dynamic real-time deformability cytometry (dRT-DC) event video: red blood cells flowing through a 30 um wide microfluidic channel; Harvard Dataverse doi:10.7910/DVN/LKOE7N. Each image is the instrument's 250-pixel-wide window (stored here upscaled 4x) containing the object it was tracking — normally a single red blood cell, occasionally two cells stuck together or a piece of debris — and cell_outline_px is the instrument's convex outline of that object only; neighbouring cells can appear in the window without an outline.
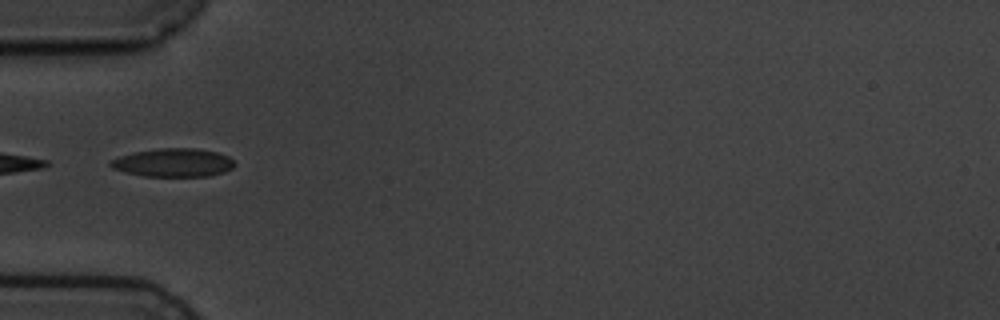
{"species": "common noctule bat (a hibernating species)", "species_latin": "Nyctalus noctula", "temperature_condition": "cold", "stored_images_in_passage": 4, "camera_frame_rate_fps": 3000, "um_per_image_px": 0.085, "animal": {"sex": "male", "body_mass_g": 19.5, "forearm_length_mm": 54.6}, "frame": {"image": 1, "passage_image": 2, "time_ms": 1.0, "image_size_px": [1000, 320], "cell_outline_px": [[236, 164], [232, 168], [224, 172], [208, 176], [144, 176], [124, 172], [112, 168], [108, 164], [112, 160], [120, 156], [132, 152], [160, 148], [196, 148], [216, 152], [228, 156]], "centroid_in_image_um": [14.72, 13.82], "position_along_channel_um": 70.3, "area_um2": 20.52}}
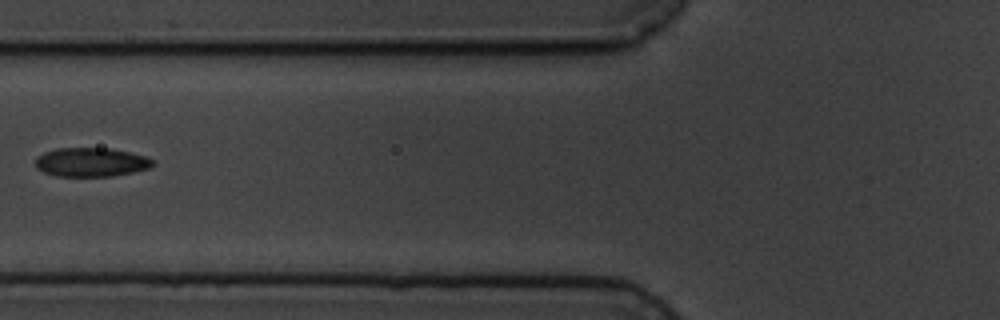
{"frame": {"image": 2, "passage_image": 3, "time_ms": 2.333, "image_size_px": [1000, 320], "cell_outline_px": [[156, 164], [148, 168], [132, 172], [112, 176], [56, 176], [44, 172], [36, 168], [36, 156], [44, 152], [56, 148], [108, 148], [128, 152], [144, 156], [152, 160]], "centroid_in_image_um": [7.7, 13.78], "position_along_channel_um": 118.1, "area_um2": 19.71}}
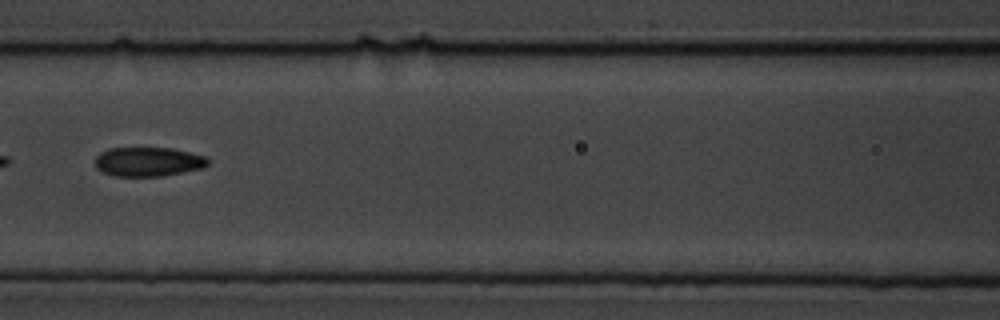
{"frame": {"image": 3, "passage_image": 4, "time_ms": 3.333, "image_size_px": [1000, 320], "cell_outline_px": [[208, 164], [204, 168], [160, 176], [112, 176], [100, 172], [96, 168], [96, 156], [100, 152], [112, 148], [172, 148], [204, 156], [208, 160]], "centroid_in_image_um": [12.56, 13.75], "position_along_channel_um": 154.0, "area_um2": 19.19}}